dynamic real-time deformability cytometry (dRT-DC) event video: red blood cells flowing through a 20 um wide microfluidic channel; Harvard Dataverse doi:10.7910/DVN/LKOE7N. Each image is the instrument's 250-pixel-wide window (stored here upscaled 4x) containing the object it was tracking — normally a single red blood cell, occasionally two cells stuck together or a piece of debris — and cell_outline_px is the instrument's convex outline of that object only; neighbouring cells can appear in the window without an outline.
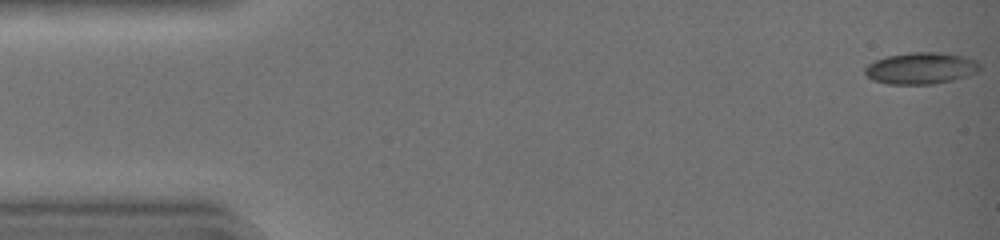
{"species": "common noctule bat (a hibernating species)", "species_latin": "Nyctalus noctula", "temperature_condition": "warm", "stored_images_in_passage": 43, "camera_frame_rate_fps": 3000, "um_per_image_px": 0.085, "animal": {"sex": "female", "body_mass_g": 19.0, "forearm_length_mm": 51.5}, "frame": {"image": 1, "passage_image": 1, "time_ms": 0.0, "image_size_px": [1000, 240], "cell_outline_px": [[980, 68], [976, 72], [968, 76], [952, 80], [932, 84], [888, 84], [872, 80], [864, 72], [864, 68], [868, 64], [876, 60], [888, 56], [908, 52], [940, 52], [964, 56], [976, 60], [980, 64]], "centroid_in_image_um": [78.28, 5.8], "position_along_channel_um": 6.7, "area_um2": 21.21}}
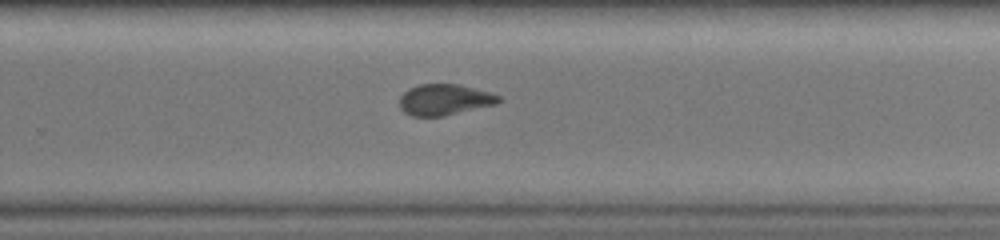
{"frame": {"image": 2, "passage_image": 29, "time_ms": 9.333, "image_size_px": [1000, 240], "cell_outline_px": [[504, 100], [496, 104], [444, 116], [412, 116], [404, 112], [400, 108], [400, 96], [408, 88], [420, 84], [460, 84], [492, 92], [500, 96]], "centroid_in_image_um": [37.82, 8.46], "position_along_channel_um": 292.0, "area_um2": 18.15}}
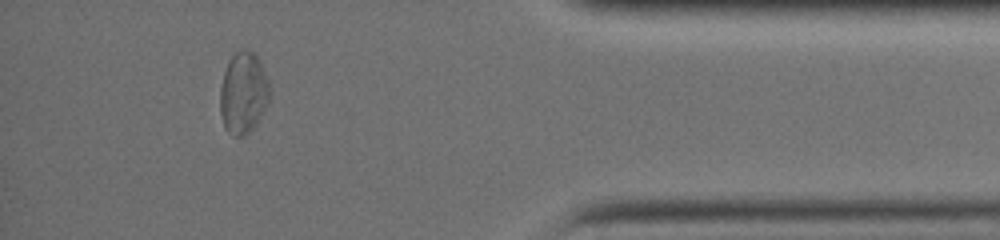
{"frame": {"image": 3, "passage_image": 39, "time_ms": 12.667, "image_size_px": [1000, 240], "cell_outline_px": [[268, 100], [260, 116], [252, 128], [244, 136], [232, 136], [224, 128], [220, 112], [220, 88], [224, 72], [228, 60], [240, 48], [244, 48], [252, 52], [260, 60], [268, 80]], "centroid_in_image_um": [20.64, 7.88], "position_along_channel_um": 414.6, "area_um2": 23.35}, "authors_computed_cell_mechanics": {"area_um2": 19.1318, "velocity_mm_per_s": 4.4904, "shape_relaxation_time_tau1_ms": 5.7448, "shape_relaxation_time_tau2_ms": 1.7146, "deformation_change_tau1": 0.1886, "deformation_change_tau2": 0.0685}}